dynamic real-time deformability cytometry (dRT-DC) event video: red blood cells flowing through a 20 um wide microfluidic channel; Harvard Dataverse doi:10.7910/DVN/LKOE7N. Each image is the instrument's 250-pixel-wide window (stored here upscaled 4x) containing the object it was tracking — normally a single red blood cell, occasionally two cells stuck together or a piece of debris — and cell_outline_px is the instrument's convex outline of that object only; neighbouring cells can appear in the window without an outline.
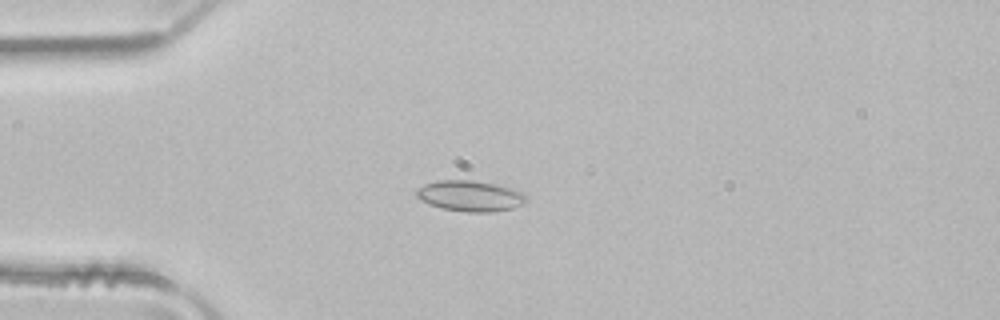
{"species": "common noctule bat (a hibernating species)", "species_latin": "Nyctalus noctula", "temperature_condition": "room temperature", "stored_images_in_passage": 51, "camera_frame_rate_fps": 3000, "um_per_image_px": 0.085, "animal": {"sex": "male", "body_mass_g": 21.5, "forearm_length_mm": 52.0}, "frame": {"image": 1, "passage_image": 13, "time_ms": 4.0, "image_size_px": [1000, 320], "cell_outline_px": [[524, 200], [520, 204], [512, 208], [488, 212], [468, 212], [444, 208], [428, 204], [420, 200], [416, 196], [416, 188], [424, 184], [436, 180], [472, 180], [512, 188], [524, 192]], "centroid_in_image_um": [39.88, 16.64], "position_along_channel_um": 45.1, "area_um2": 19.42}}
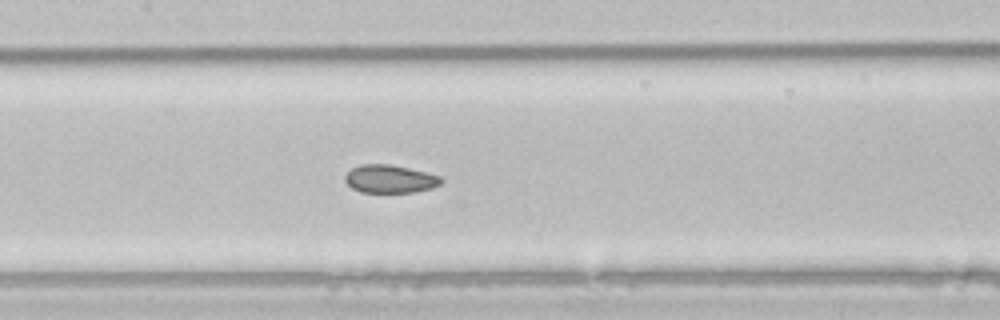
{"frame": {"image": 2, "passage_image": 24, "time_ms": 7.667, "image_size_px": [1000, 320], "cell_outline_px": [[444, 180], [440, 184], [432, 188], [416, 192], [360, 192], [352, 188], [344, 180], [344, 176], [352, 168], [360, 164], [388, 164], [408, 168], [440, 176]], "centroid_in_image_um": [33.13, 15.21], "position_along_channel_um": 174.3, "area_um2": 15.66}}
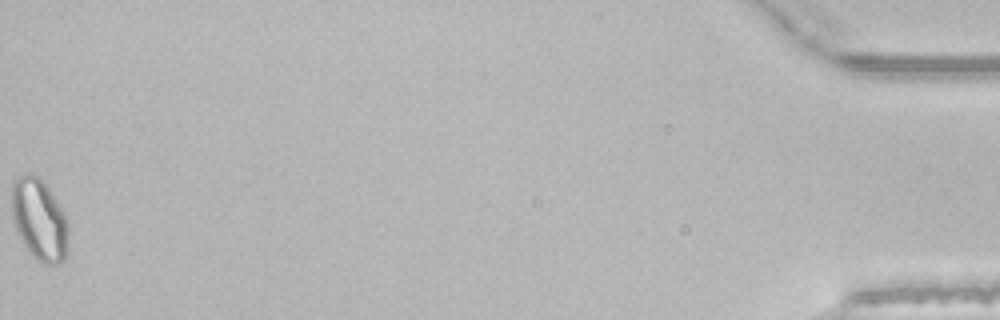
{"frame": {"image": 3, "passage_image": 51, "time_ms": 16.667, "image_size_px": [1000, 320], "cell_outline_px": [[68, 240], [64, 260], [60, 264], [44, 264], [32, 256], [20, 240], [12, 220], [12, 180], [16, 176], [28, 172], [36, 176], [48, 188], [64, 212], [68, 228]], "centroid_in_image_um": [3.31, 18.67], "position_along_channel_um": 431.9, "area_um2": 27.11}, "authors_computed_cell_mechanics": {"area_um2": 18.3804, "velocity_mm_per_s": 4.0068, "shape_relaxation_time_tau1_ms": null, "shape_relaxation_time_tau2_ms": 2.8308, "deformation_change_tau1": null, "deformation_change_tau2": 0.0481}}